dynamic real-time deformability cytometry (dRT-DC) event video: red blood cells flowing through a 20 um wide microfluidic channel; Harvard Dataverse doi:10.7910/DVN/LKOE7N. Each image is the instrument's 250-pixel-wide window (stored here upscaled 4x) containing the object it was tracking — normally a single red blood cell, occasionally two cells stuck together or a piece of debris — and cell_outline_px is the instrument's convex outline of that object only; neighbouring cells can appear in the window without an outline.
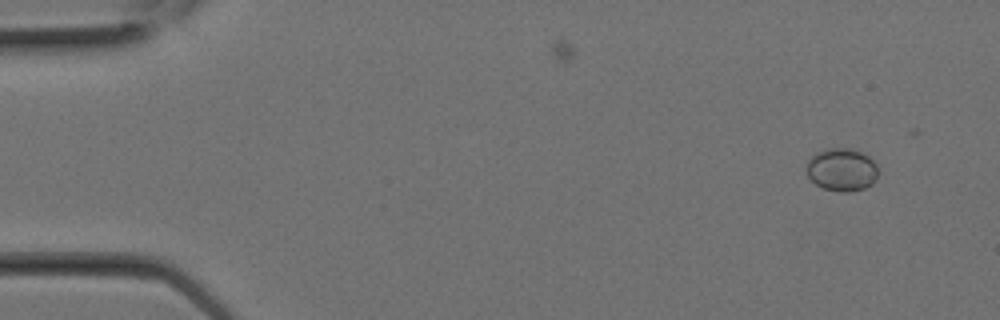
{"species": "Egyptian fruit bat (a non-hibernating species)", "species_latin": "Rousettus aegyptiacus", "temperature_condition": "room temperature", "stored_images_in_passage": 2, "camera_frame_rate_fps": 3000, "um_per_image_px": 0.085, "animal": {"sex": "female"}, "frame": {"image": 1, "passage_image": 1, "time_ms": 0.0, "image_size_px": [1000, 320], "cell_outline_px": [[880, 172], [876, 180], [872, 184], [864, 188], [848, 192], [836, 192], [824, 188], [816, 184], [808, 176], [804, 168], [808, 160], [816, 152], [828, 148], [848, 148], [860, 152], [868, 156], [876, 164]], "centroid_in_image_um": [71.55, 14.43], "position_along_channel_um": 13.5, "area_um2": 18.15}}